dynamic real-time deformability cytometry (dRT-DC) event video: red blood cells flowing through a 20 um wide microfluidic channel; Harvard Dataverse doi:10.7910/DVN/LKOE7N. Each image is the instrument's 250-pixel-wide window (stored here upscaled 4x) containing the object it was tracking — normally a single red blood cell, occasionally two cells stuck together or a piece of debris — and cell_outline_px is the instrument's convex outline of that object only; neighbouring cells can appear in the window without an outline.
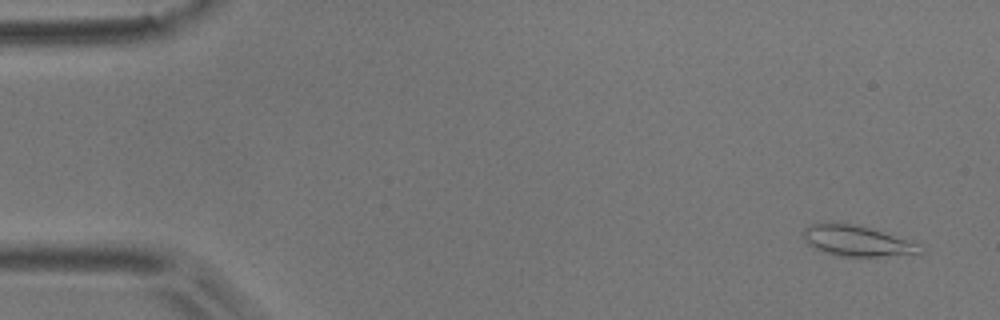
{"species": "common noctule bat (a hibernating species)", "species_latin": "Nyctalus noctula", "temperature_condition": "room temperature", "stored_images_in_passage": 7, "camera_frame_rate_fps": 3000, "um_per_image_px": 0.085, "animal": {"sex": "male", "body_mass_g": 17.9}, "frame": {"image": 1, "passage_image": 1, "time_ms": 0.0, "image_size_px": [1000, 320], "cell_outline_px": [[924, 252], [880, 256], [840, 256], [824, 252], [808, 244], [804, 240], [804, 228], [812, 224], [836, 220], [840, 220], [868, 228], [908, 240], [920, 244]], "centroid_in_image_um": [72.77, 20.44], "position_along_channel_um": 12.2, "area_um2": 20.75}}
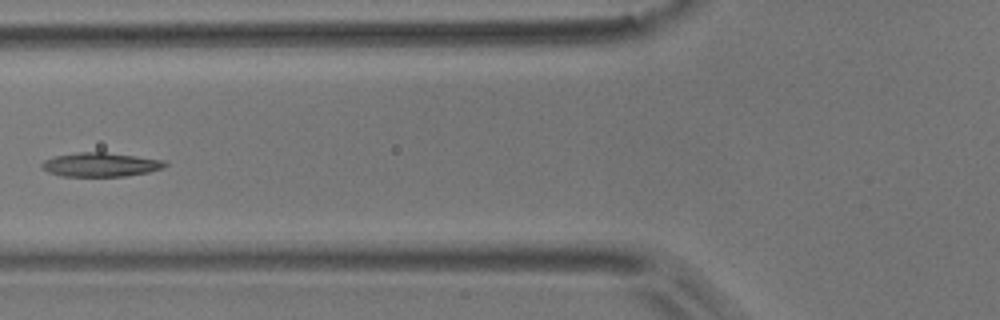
{"frame": {"image": 2, "passage_image": 6, "time_ms": 1.667, "image_size_px": [1000, 320], "cell_outline_px": [[168, 164], [164, 168], [148, 172], [124, 176], [60, 176], [48, 172], [40, 168], [40, 164], [44, 160], [52, 156], [76, 152], [104, 152], [136, 156], [164, 160]], "centroid_in_image_um": [8.5, 13.99], "position_along_channel_um": 117.3, "area_um2": 17.4}}
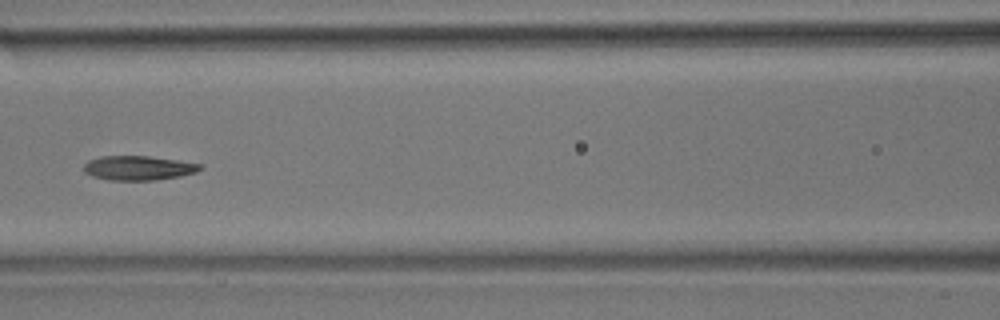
{"frame": {"image": 3, "passage_image": 7, "time_ms": 2.0, "image_size_px": [1000, 320], "cell_outline_px": [[204, 168], [196, 172], [180, 176], [156, 180], [108, 180], [92, 176], [84, 172], [84, 164], [88, 160], [100, 156], [148, 156], [204, 164]], "centroid_in_image_um": [11.78, 14.28], "position_along_channel_um": 154.8, "area_um2": 16.65}}